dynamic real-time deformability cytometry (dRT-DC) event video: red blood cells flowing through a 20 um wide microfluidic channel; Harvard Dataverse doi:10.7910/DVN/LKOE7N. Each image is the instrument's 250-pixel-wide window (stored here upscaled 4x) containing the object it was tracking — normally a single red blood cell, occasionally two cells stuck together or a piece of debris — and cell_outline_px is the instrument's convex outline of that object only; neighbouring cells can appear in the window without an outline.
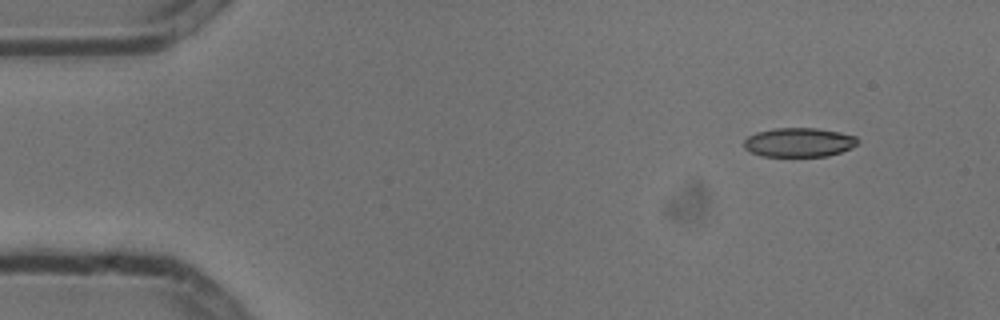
{"species": "common noctule bat (a hibernating species)", "species_latin": "Nyctalus noctula", "temperature_condition": "cold", "stored_images_in_passage": 5, "camera_frame_rate_fps": 3000, "um_per_image_px": 0.085, "animal": {"sex": "male", "body_mass_g": 13.3}, "frame": {"image": 1, "passage_image": 1, "time_ms": 0.0, "image_size_px": [1000, 320], "cell_outline_px": [[860, 140], [852, 148], [828, 156], [760, 156], [744, 148], [744, 140], [748, 136], [756, 132], [776, 128], [816, 128], [840, 132], [856, 136]], "centroid_in_image_um": [67.92, 12.1], "position_along_channel_um": 17.1, "area_um2": 19.36}}
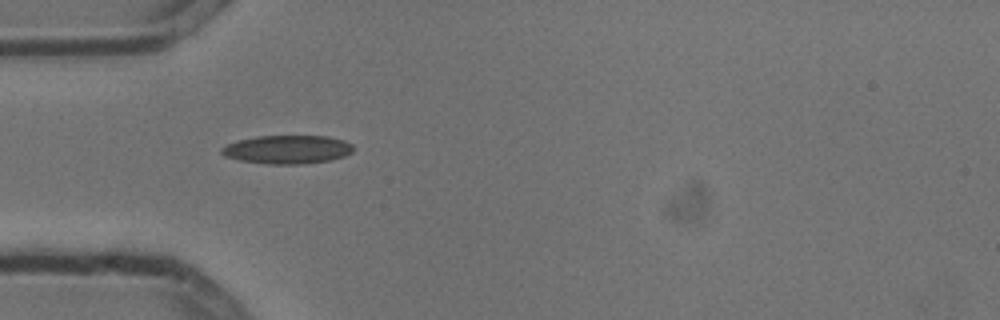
{"frame": {"image": 2, "passage_image": 4, "time_ms": 1.0, "image_size_px": [1000, 320], "cell_outline_px": [[352, 152], [344, 156], [332, 160], [300, 164], [268, 164], [240, 160], [224, 156], [220, 152], [220, 148], [236, 140], [256, 136], [328, 136], [344, 140], [352, 144]], "centroid_in_image_um": [24.41, 12.7], "position_along_channel_um": 60.6, "area_um2": 21.96}}
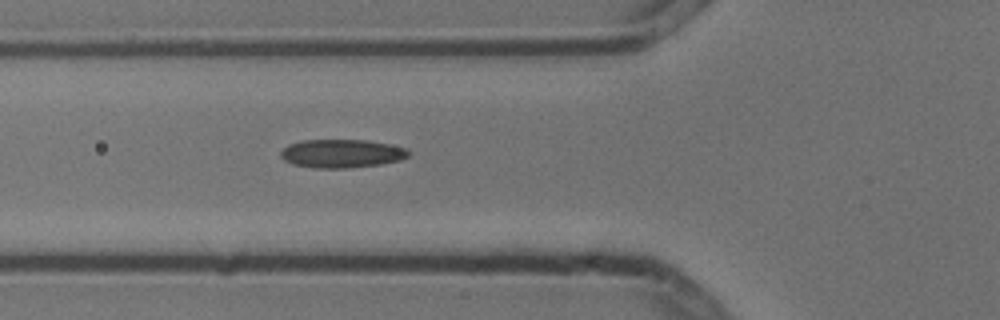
{"frame": {"image": 3, "passage_image": 5, "time_ms": 1.333, "image_size_px": [1000, 320], "cell_outline_px": [[412, 152], [408, 156], [400, 160], [380, 164], [348, 168], [312, 168], [292, 164], [284, 160], [280, 156], [280, 152], [288, 144], [300, 140], [368, 140], [408, 148]], "centroid_in_image_um": [29.04, 13.05], "position_along_channel_um": 96.8, "area_um2": 21.39}}